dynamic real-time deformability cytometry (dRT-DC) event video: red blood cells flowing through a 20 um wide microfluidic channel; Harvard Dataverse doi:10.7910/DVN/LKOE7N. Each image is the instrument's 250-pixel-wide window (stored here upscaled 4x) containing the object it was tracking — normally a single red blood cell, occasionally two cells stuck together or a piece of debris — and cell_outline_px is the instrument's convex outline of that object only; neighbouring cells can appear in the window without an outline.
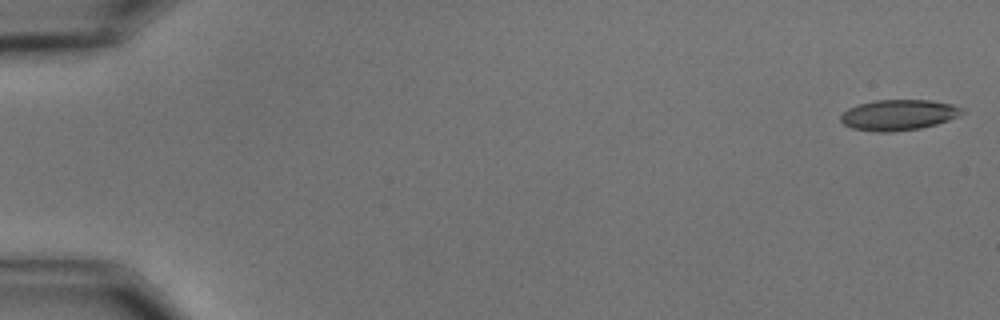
{"species": "common noctule bat (a hibernating species)", "species_latin": "Nyctalus noctula", "temperature_condition": "cold", "stored_images_in_passage": 57, "camera_frame_rate_fps": 3000, "um_per_image_px": 0.085, "animal": {"sex": "male", "body_mass_g": 15.6}, "frame": {"image": 1, "passage_image": 1, "time_ms": 0.0, "image_size_px": [1000, 320], "cell_outline_px": [[968, 112], [960, 116], [936, 124], [920, 128], [892, 132], [876, 132], [852, 128], [844, 124], [840, 120], [840, 116], [848, 108], [860, 104], [876, 100], [932, 100], [952, 104], [964, 108]], "centroid_in_image_um": [76.43, 9.77], "position_along_channel_um": 8.6, "area_um2": 21.85}}
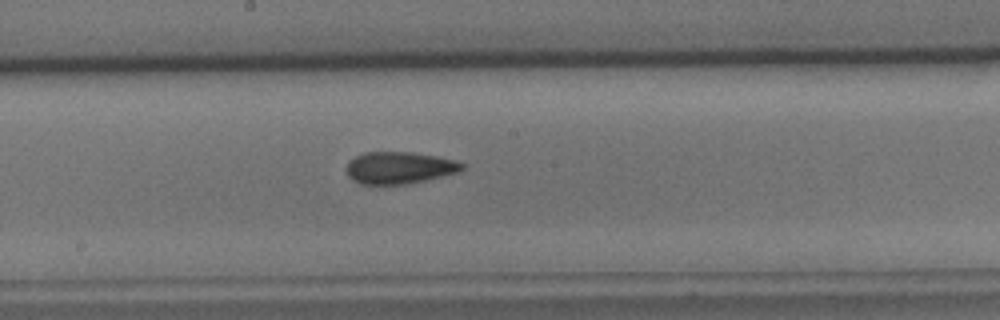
{"frame": {"image": 2, "passage_image": 31, "time_ms": 10.0, "image_size_px": [1000, 320], "cell_outline_px": [[464, 168], [460, 172], [408, 184], [360, 184], [352, 180], [348, 176], [344, 168], [348, 160], [364, 152], [412, 152], [436, 156], [456, 160], [464, 164]], "centroid_in_image_um": [33.91, 14.26], "position_along_channel_um": 214.3, "area_um2": 21.85}}
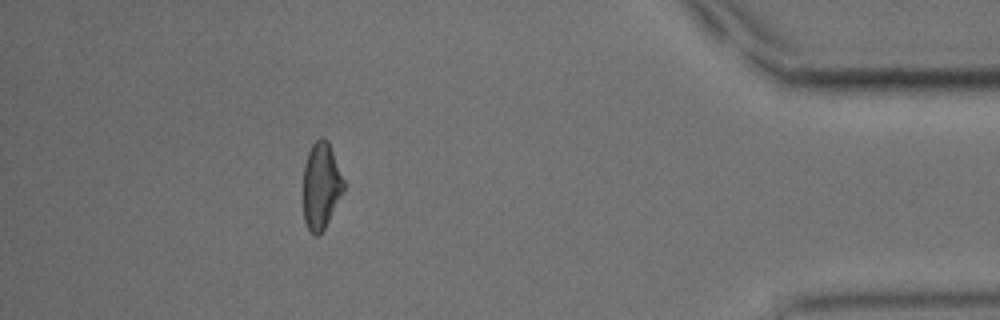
{"frame": {"image": 3, "passage_image": 51, "time_ms": 16.667, "image_size_px": [1000, 320], "cell_outline_px": [[344, 188], [324, 228], [316, 236], [308, 228], [304, 220], [304, 164], [308, 152], [312, 144], [320, 136], [324, 136], [328, 140], [344, 180]], "centroid_in_image_um": [27.28, 15.72], "position_along_channel_um": 407.9, "area_um2": 20.0}, "authors_computed_cell_mechanics": {"area_um2": 21.675, "velocity_mm_per_s": 3.5651, "shape_relaxation_time_tau1_ms": 5.3798, "shape_relaxation_time_tau2_ms": 3.2302, "deformation_change_tau1": 0.1251, "deformation_change_tau2": 0.0977}}